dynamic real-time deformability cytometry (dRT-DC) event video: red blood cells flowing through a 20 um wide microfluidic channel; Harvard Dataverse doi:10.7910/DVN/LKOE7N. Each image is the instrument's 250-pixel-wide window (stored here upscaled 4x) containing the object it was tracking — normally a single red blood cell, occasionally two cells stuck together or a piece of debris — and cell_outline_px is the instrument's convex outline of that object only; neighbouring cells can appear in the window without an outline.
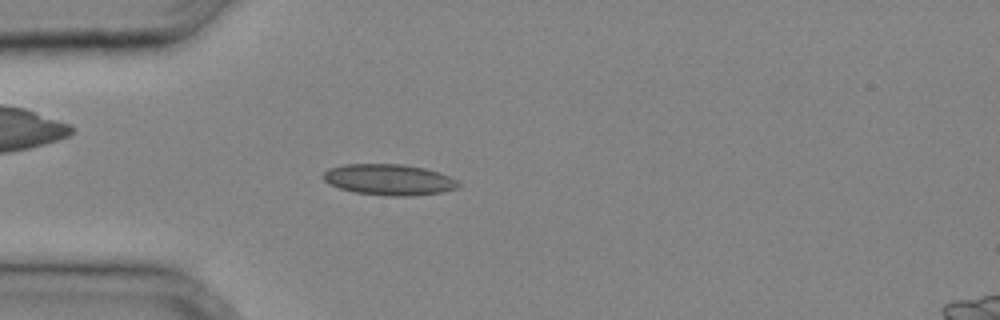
{"species": "common noctule bat (a hibernating species)", "species_latin": "Nyctalus noctula", "temperature_condition": "cold", "stored_images_in_passage": 31, "camera_frame_rate_fps": 3000, "um_per_image_px": 0.085, "animal": {"sex": "male", "body_mass_g": 20.4}, "frame": {"image": 1, "passage_image": 7, "time_ms": 2.0, "image_size_px": [1000, 320], "cell_outline_px": [[460, 184], [456, 188], [440, 192], [408, 196], [388, 196], [356, 192], [340, 188], [328, 184], [320, 176], [328, 168], [344, 164], [404, 164], [424, 168], [448, 176], [456, 180]], "centroid_in_image_um": [33.0, 15.26], "position_along_channel_um": 52.0, "area_um2": 24.28}}
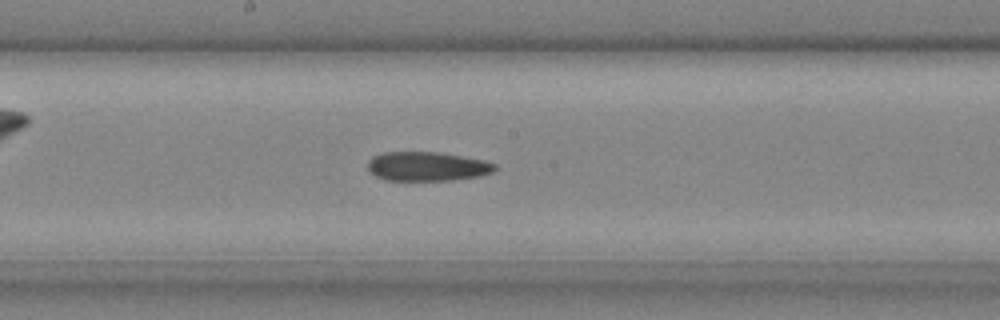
{"frame": {"image": 2, "passage_image": 16, "time_ms": 5.0, "image_size_px": [1000, 320], "cell_outline_px": [[496, 172], [480, 176], [452, 180], [384, 180], [376, 176], [368, 168], [368, 160], [372, 156], [384, 152], [440, 152], [484, 160], [496, 164]], "centroid_in_image_um": [36.33, 14.14], "position_along_channel_um": 211.9, "area_um2": 21.73}}
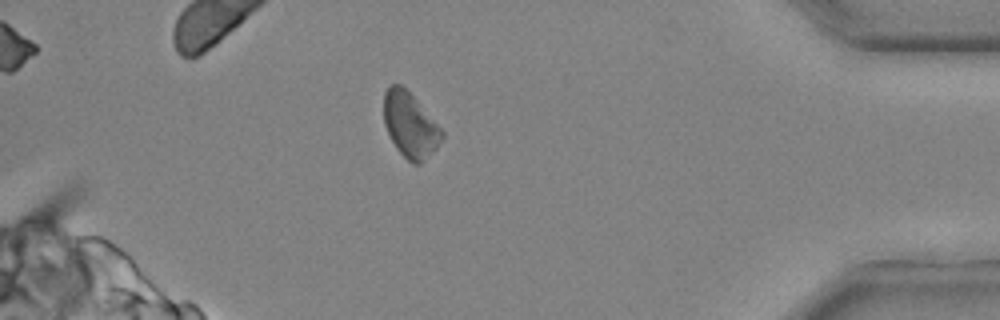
{"frame": {"image": 3, "passage_image": 28, "time_ms": 9.0, "image_size_px": [1000, 320], "cell_outline_px": [[444, 136], [436, 148], [420, 164], [412, 164], [396, 148], [384, 124], [384, 92], [392, 84], [400, 84], [416, 100], [444, 132]], "centroid_in_image_um": [34.85, 10.64], "position_along_channel_um": 400.4, "area_um2": 21.5}}